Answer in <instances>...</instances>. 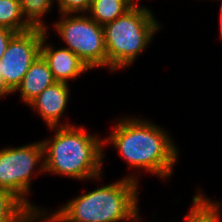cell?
Instances as JSON below:
<instances>
[{"label":"cell","mask_w":222,"mask_h":222,"mask_svg":"<svg viewBox=\"0 0 222 222\" xmlns=\"http://www.w3.org/2000/svg\"><path fill=\"white\" fill-rule=\"evenodd\" d=\"M55 82L47 62L39 55L31 64L20 85L14 92L20 91L21 100L29 104L41 92Z\"/></svg>","instance_id":"cell-10"},{"label":"cell","mask_w":222,"mask_h":222,"mask_svg":"<svg viewBox=\"0 0 222 222\" xmlns=\"http://www.w3.org/2000/svg\"><path fill=\"white\" fill-rule=\"evenodd\" d=\"M47 30L31 28L16 33L1 58L3 97L14 93L31 64L40 55L43 35Z\"/></svg>","instance_id":"cell-7"},{"label":"cell","mask_w":222,"mask_h":222,"mask_svg":"<svg viewBox=\"0 0 222 222\" xmlns=\"http://www.w3.org/2000/svg\"><path fill=\"white\" fill-rule=\"evenodd\" d=\"M68 83L55 82L47 87L28 105L39 112L48 127L70 126L72 124L62 125L59 123L69 100Z\"/></svg>","instance_id":"cell-9"},{"label":"cell","mask_w":222,"mask_h":222,"mask_svg":"<svg viewBox=\"0 0 222 222\" xmlns=\"http://www.w3.org/2000/svg\"><path fill=\"white\" fill-rule=\"evenodd\" d=\"M23 18L32 28L47 30L42 21L44 14L49 12L54 0H19Z\"/></svg>","instance_id":"cell-15"},{"label":"cell","mask_w":222,"mask_h":222,"mask_svg":"<svg viewBox=\"0 0 222 222\" xmlns=\"http://www.w3.org/2000/svg\"><path fill=\"white\" fill-rule=\"evenodd\" d=\"M160 28L151 10L135 4L124 15L103 26L107 66L111 71L132 65Z\"/></svg>","instance_id":"cell-4"},{"label":"cell","mask_w":222,"mask_h":222,"mask_svg":"<svg viewBox=\"0 0 222 222\" xmlns=\"http://www.w3.org/2000/svg\"><path fill=\"white\" fill-rule=\"evenodd\" d=\"M136 4L135 0H92L89 16L104 26L124 15Z\"/></svg>","instance_id":"cell-11"},{"label":"cell","mask_w":222,"mask_h":222,"mask_svg":"<svg viewBox=\"0 0 222 222\" xmlns=\"http://www.w3.org/2000/svg\"><path fill=\"white\" fill-rule=\"evenodd\" d=\"M15 34L16 32L12 31L11 29L0 27V60L3 57L11 38Z\"/></svg>","instance_id":"cell-17"},{"label":"cell","mask_w":222,"mask_h":222,"mask_svg":"<svg viewBox=\"0 0 222 222\" xmlns=\"http://www.w3.org/2000/svg\"><path fill=\"white\" fill-rule=\"evenodd\" d=\"M117 121L103 144H113L131 168H142L164 179L170 177L178 148L165 129L138 118L125 117Z\"/></svg>","instance_id":"cell-1"},{"label":"cell","mask_w":222,"mask_h":222,"mask_svg":"<svg viewBox=\"0 0 222 222\" xmlns=\"http://www.w3.org/2000/svg\"><path fill=\"white\" fill-rule=\"evenodd\" d=\"M46 34L43 35L40 55L47 62L56 82L68 83L69 79H76L80 74L88 71V67L68 48L55 50L46 44Z\"/></svg>","instance_id":"cell-8"},{"label":"cell","mask_w":222,"mask_h":222,"mask_svg":"<svg viewBox=\"0 0 222 222\" xmlns=\"http://www.w3.org/2000/svg\"><path fill=\"white\" fill-rule=\"evenodd\" d=\"M0 27L16 33L32 28L23 18L19 0H0Z\"/></svg>","instance_id":"cell-14"},{"label":"cell","mask_w":222,"mask_h":222,"mask_svg":"<svg viewBox=\"0 0 222 222\" xmlns=\"http://www.w3.org/2000/svg\"><path fill=\"white\" fill-rule=\"evenodd\" d=\"M219 21H220V34H221V36H222V4H221V9H220V16H219ZM222 38V37H221Z\"/></svg>","instance_id":"cell-19"},{"label":"cell","mask_w":222,"mask_h":222,"mask_svg":"<svg viewBox=\"0 0 222 222\" xmlns=\"http://www.w3.org/2000/svg\"><path fill=\"white\" fill-rule=\"evenodd\" d=\"M53 129L54 138L41 141L44 172L79 180L100 179L105 157L103 140L81 126L50 127Z\"/></svg>","instance_id":"cell-3"},{"label":"cell","mask_w":222,"mask_h":222,"mask_svg":"<svg viewBox=\"0 0 222 222\" xmlns=\"http://www.w3.org/2000/svg\"><path fill=\"white\" fill-rule=\"evenodd\" d=\"M193 205L185 222H220V202H213L203 194L193 196Z\"/></svg>","instance_id":"cell-13"},{"label":"cell","mask_w":222,"mask_h":222,"mask_svg":"<svg viewBox=\"0 0 222 222\" xmlns=\"http://www.w3.org/2000/svg\"><path fill=\"white\" fill-rule=\"evenodd\" d=\"M43 160L41 141L16 148L0 149V188L13 193L34 214L41 211L39 207L30 203L26 196L30 189L33 170L39 162L41 165L37 173H45Z\"/></svg>","instance_id":"cell-6"},{"label":"cell","mask_w":222,"mask_h":222,"mask_svg":"<svg viewBox=\"0 0 222 222\" xmlns=\"http://www.w3.org/2000/svg\"><path fill=\"white\" fill-rule=\"evenodd\" d=\"M58 3L60 14H85L89 11L92 0H55Z\"/></svg>","instance_id":"cell-16"},{"label":"cell","mask_w":222,"mask_h":222,"mask_svg":"<svg viewBox=\"0 0 222 222\" xmlns=\"http://www.w3.org/2000/svg\"><path fill=\"white\" fill-rule=\"evenodd\" d=\"M54 26L68 46L65 48L76 54L88 69L107 66L103 26L88 14H61V20Z\"/></svg>","instance_id":"cell-5"},{"label":"cell","mask_w":222,"mask_h":222,"mask_svg":"<svg viewBox=\"0 0 222 222\" xmlns=\"http://www.w3.org/2000/svg\"><path fill=\"white\" fill-rule=\"evenodd\" d=\"M137 175L101 186L68 201L54 213L35 214L34 221L43 222H118L138 221Z\"/></svg>","instance_id":"cell-2"},{"label":"cell","mask_w":222,"mask_h":222,"mask_svg":"<svg viewBox=\"0 0 222 222\" xmlns=\"http://www.w3.org/2000/svg\"><path fill=\"white\" fill-rule=\"evenodd\" d=\"M35 214L13 193L0 188V222H34Z\"/></svg>","instance_id":"cell-12"},{"label":"cell","mask_w":222,"mask_h":222,"mask_svg":"<svg viewBox=\"0 0 222 222\" xmlns=\"http://www.w3.org/2000/svg\"><path fill=\"white\" fill-rule=\"evenodd\" d=\"M2 96H3V80H2L1 62H0V98Z\"/></svg>","instance_id":"cell-18"}]
</instances>
